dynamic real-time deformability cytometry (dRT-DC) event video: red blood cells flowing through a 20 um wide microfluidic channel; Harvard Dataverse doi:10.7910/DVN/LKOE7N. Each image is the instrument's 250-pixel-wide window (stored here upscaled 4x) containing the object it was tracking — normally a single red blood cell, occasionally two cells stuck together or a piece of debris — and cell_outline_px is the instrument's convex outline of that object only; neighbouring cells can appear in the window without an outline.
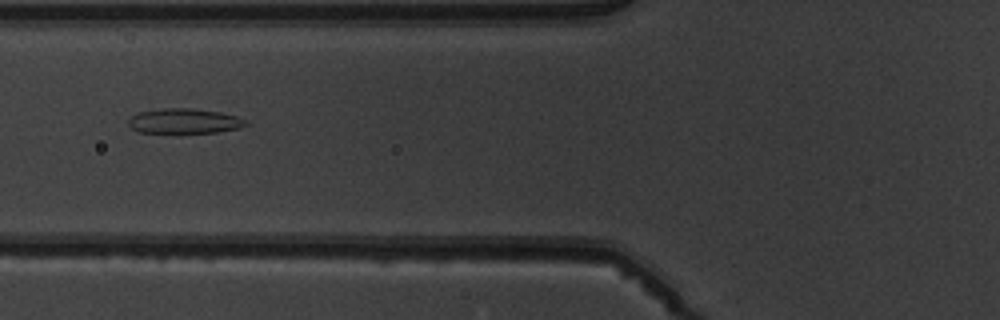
{"species": "common noctule bat (a hibernating species)", "species_latin": "Nyctalus noctula", "temperature_condition": "warm", "stored_images_in_passage": 6, "camera_frame_rate_fps": 3000, "um_per_image_px": 0.085, "animal": {"sex": "male", "body_mass_g": 19.5, "forearm_length_mm": 54.6}, "frame": {"image": 1, "passage_image": 5, "time_ms": 4.667, "image_size_px": [1000, 320], "cell_outline_px": [[248, 124], [240, 128], [216, 132], [180, 136], [176, 136], [140, 132], [132, 128], [128, 124], [128, 120], [132, 116], [140, 112], [160, 108], [192, 108], [220, 112], [236, 116], [244, 120]], "centroid_in_image_um": [15.63, 10.34], "position_along_channel_um": 110.2, "area_um2": 17.98}}
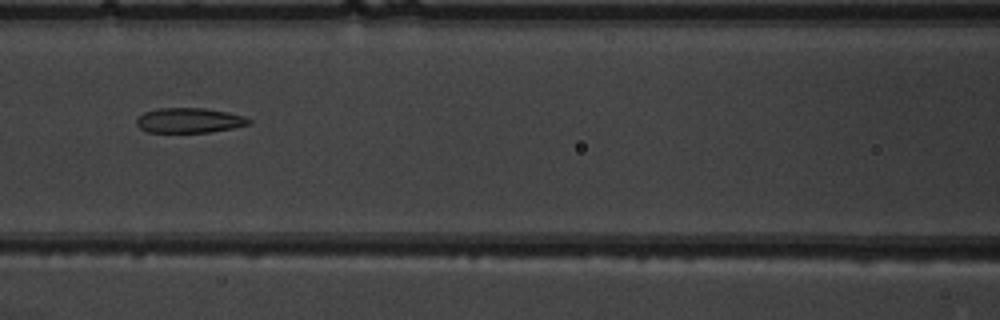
{"frame": {"image": 2, "passage_image": 6, "time_ms": 5.667, "image_size_px": [1000, 320], "cell_outline_px": [[252, 124], [232, 128], [208, 132], [148, 132], [140, 128], [136, 124], [136, 120], [144, 112], [160, 108], [204, 108], [228, 112], [244, 116], [252, 120]], "centroid_in_image_um": [16.12, 10.23], "position_along_channel_um": 150.5, "area_um2": 16.3}}